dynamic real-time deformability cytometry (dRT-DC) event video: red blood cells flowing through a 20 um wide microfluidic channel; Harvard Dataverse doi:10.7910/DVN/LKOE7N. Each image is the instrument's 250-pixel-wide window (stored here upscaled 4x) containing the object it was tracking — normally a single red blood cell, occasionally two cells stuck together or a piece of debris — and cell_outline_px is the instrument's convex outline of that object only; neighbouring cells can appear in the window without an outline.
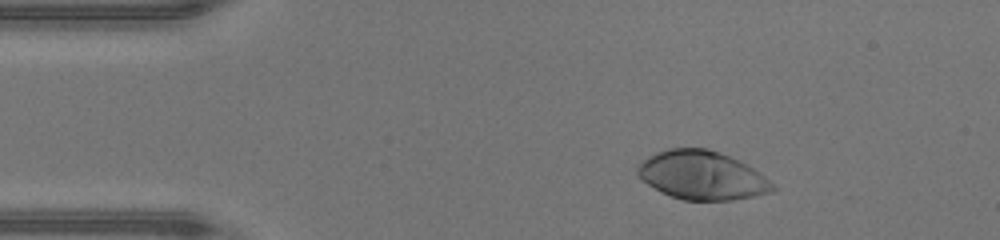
{"species": "human", "species_latin": "Homo sapiens", "temperature_condition": "warm", "stored_images_in_passage": 47, "camera_frame_rate_fps": 3000, "um_per_image_px": 0.085, "donor": {"sex": "male"}, "frame": {"image": 1, "passage_image": 7, "time_ms": 2.0, "image_size_px": [1000, 240], "cell_outline_px": [[776, 188], [772, 192], [732, 200], [684, 200], [660, 192], [648, 184], [636, 172], [636, 164], [640, 160], [656, 152], [668, 148], [708, 148], [720, 152], [752, 168], [764, 176]], "centroid_in_image_um": [59.61, 14.89], "position_along_channel_um": 25.4, "area_um2": 38.03}}
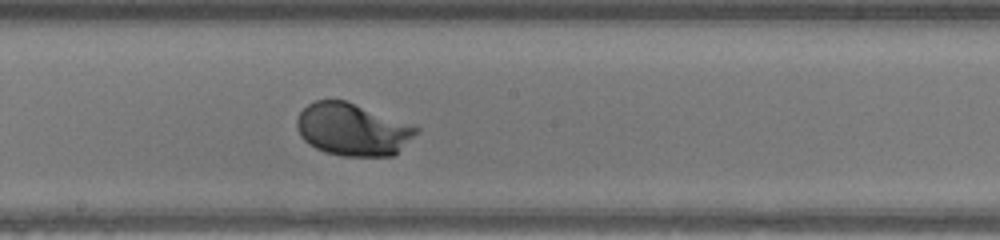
{"frame": {"image": 2, "passage_image": 25, "time_ms": 8.0, "image_size_px": [1000, 240], "cell_outline_px": [[420, 132], [392, 156], [344, 156], [324, 152], [308, 144], [300, 136], [296, 128], [296, 120], [300, 112], [308, 104], [316, 100], [344, 100], [420, 128]], "centroid_in_image_um": [29.93, 11.02], "position_along_channel_um": 218.3, "area_um2": 36.18}}
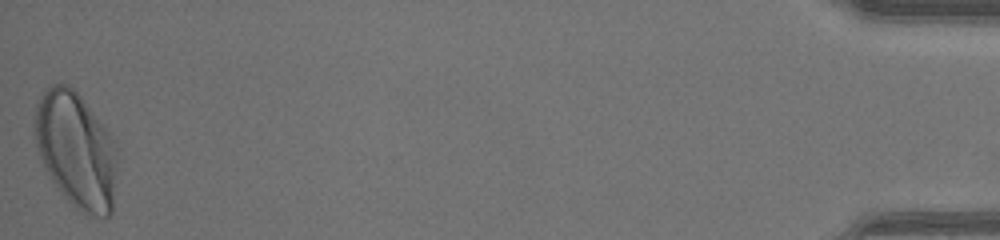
{"frame": {"image": 3, "passage_image": 47, "time_ms": 15.333, "image_size_px": [1000, 240], "cell_outline_px": [[120, 156], [112, 212], [108, 216], [96, 216], [84, 212], [76, 208], [60, 192], [52, 180], [40, 156], [36, 144], [32, 124], [32, 120], [36, 104], [48, 84], [68, 84], [80, 96], [116, 140]], "centroid_in_image_um": [6.5, 12.74], "position_along_channel_um": 428.7, "area_um2": 56.59}, "authors_computed_cell_mechanics": {"area_um2": 36.4718, "velocity_mm_per_s": 4.3158, "shape_relaxation_time_tau1_ms": 1.8166, "shape_relaxation_time_tau2_ms": null, "deformation_change_tau1": 0.1637, "deformation_change_tau2": null}}